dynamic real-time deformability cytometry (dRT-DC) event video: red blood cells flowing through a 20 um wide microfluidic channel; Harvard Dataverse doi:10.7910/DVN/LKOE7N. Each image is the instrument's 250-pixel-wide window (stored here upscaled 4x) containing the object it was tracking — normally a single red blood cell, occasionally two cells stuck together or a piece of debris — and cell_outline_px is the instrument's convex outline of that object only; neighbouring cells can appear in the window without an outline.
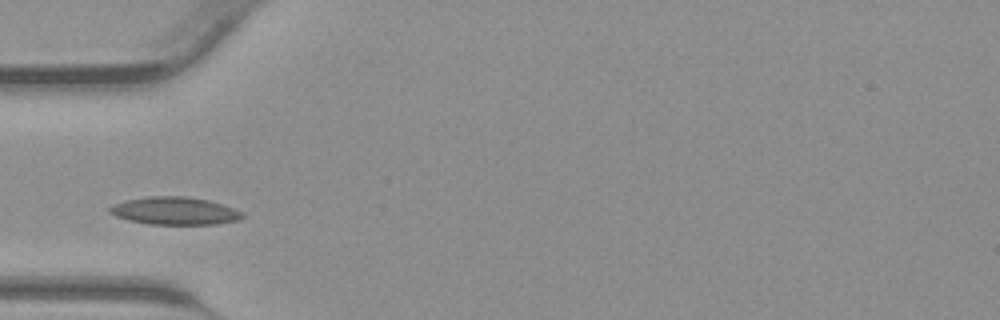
{"species": "common noctule bat (a hibernating species)", "species_latin": "Nyctalus noctula", "temperature_condition": "warm", "stored_images_in_passage": 27, "camera_frame_rate_fps": 3000, "um_per_image_px": 0.085, "animal": {"sex": "male", "body_mass_g": 23.1, "forearm_length_mm": 52.7}, "frame": {"image": 1, "passage_image": 1, "time_ms": 0.0, "image_size_px": [1000, 320], "cell_outline_px": [[244, 216], [240, 220], [216, 224], [148, 224], [128, 220], [116, 216], [108, 212], [108, 208], [112, 204], [128, 200], [152, 196], [184, 196], [208, 200], [244, 212]], "centroid_in_image_um": [14.85, 17.93], "position_along_channel_um": 70.2, "area_um2": 21.33}}
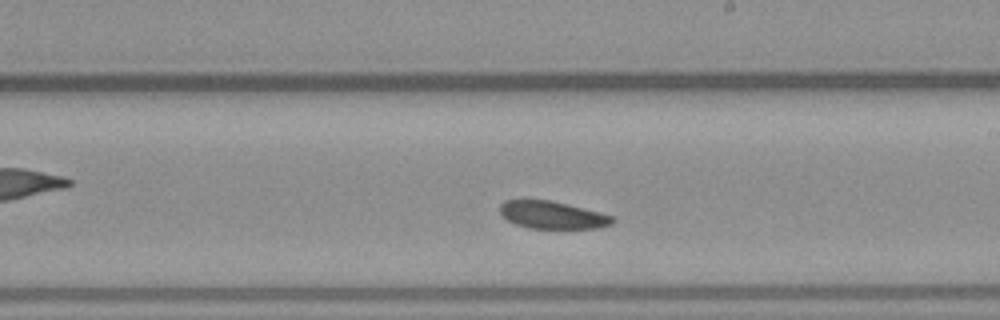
{"frame": {"image": 2, "passage_image": 12, "time_ms": 3.667, "image_size_px": [1000, 320], "cell_outline_px": [[616, 220], [612, 224], [600, 228], [528, 228], [516, 224], [508, 220], [500, 212], [500, 204], [504, 200], [520, 196], [552, 200], [600, 212], [612, 216]], "centroid_in_image_um": [46.89, 18.22], "position_along_channel_um": 242.1, "area_um2": 18.73}}
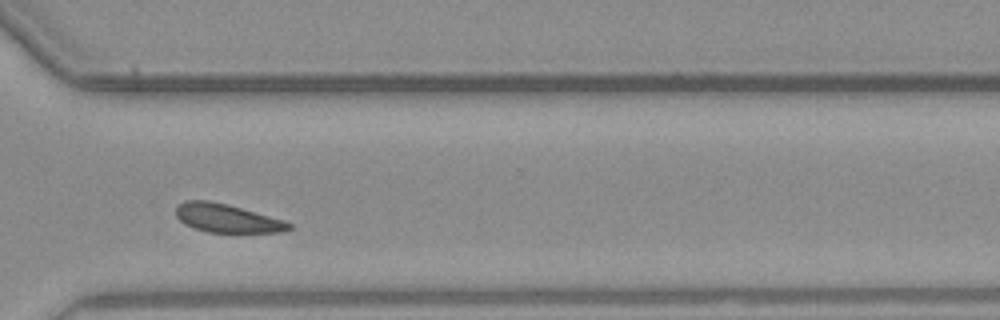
{"frame": {"image": 3, "passage_image": 19, "time_ms": 6.0, "image_size_px": [1000, 320], "cell_outline_px": [[292, 228], [280, 232], [208, 232], [192, 228], [184, 224], [176, 216], [176, 204], [184, 200], [208, 200], [228, 204], [284, 220], [292, 224]], "centroid_in_image_um": [19.25, 18.54], "position_along_channel_um": 351.4, "area_um2": 18.84}}